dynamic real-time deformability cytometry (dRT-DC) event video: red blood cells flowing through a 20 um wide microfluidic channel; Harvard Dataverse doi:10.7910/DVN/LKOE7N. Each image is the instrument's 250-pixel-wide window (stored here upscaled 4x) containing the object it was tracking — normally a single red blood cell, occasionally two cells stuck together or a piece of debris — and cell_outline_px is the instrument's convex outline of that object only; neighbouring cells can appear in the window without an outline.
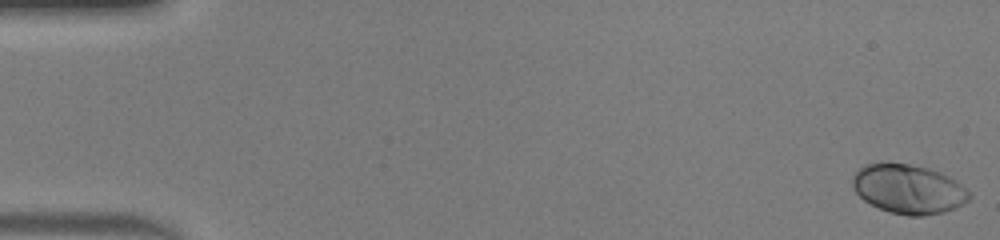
{"species": "human", "species_latin": "Homo sapiens", "temperature_condition": "warm", "stored_images_in_passage": 51, "camera_frame_rate_fps": 3000, "um_per_image_px": 0.085, "donor": {"sex": "male"}, "frame": {"image": 1, "passage_image": 1, "time_ms": 0.0, "image_size_px": [1000, 240], "cell_outline_px": [[972, 196], [968, 200], [956, 208], [944, 212], [920, 216], [908, 216], [888, 212], [864, 200], [856, 192], [852, 184], [852, 176], [864, 164], [880, 160], [908, 164], [928, 168], [940, 172], [956, 180]], "centroid_in_image_um": [77.18, 16.04], "position_along_channel_um": 7.8, "area_um2": 33.81}}
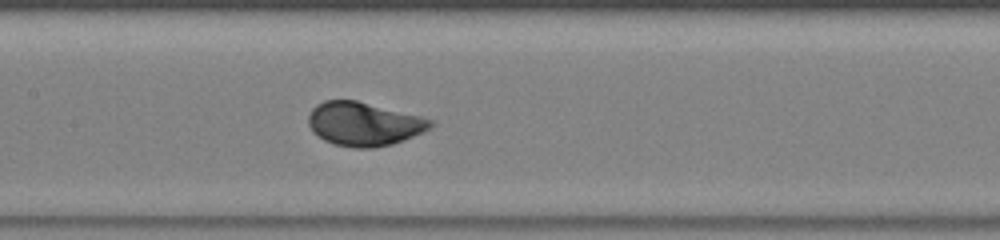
{"frame": {"image": 2, "passage_image": 25, "time_ms": 8.0, "image_size_px": [1000, 240], "cell_outline_px": [[436, 124], [432, 128], [424, 132], [392, 144], [372, 148], [352, 148], [332, 144], [324, 140], [312, 132], [308, 124], [308, 116], [312, 108], [316, 104], [324, 100], [356, 100], [420, 116], [432, 120]], "centroid_in_image_um": [30.92, 10.54], "position_along_channel_um": 176.5, "area_um2": 31.33}}
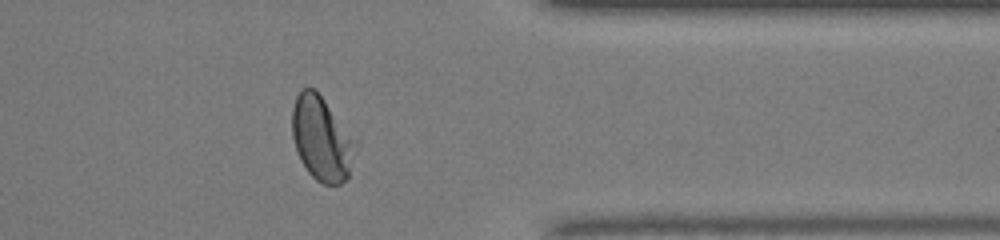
{"frame": {"image": 3, "passage_image": 41, "time_ms": 13.333, "image_size_px": [1000, 240], "cell_outline_px": [[360, 140], [348, 176], [340, 184], [324, 184], [316, 180], [308, 172], [300, 160], [292, 136], [292, 108], [296, 96], [300, 88], [316, 88]], "centroid_in_image_um": [27.39, 11.73], "position_along_channel_um": 384.0, "area_um2": 32.19}, "authors_computed_cell_mechanics": {"area_um2": 31.1542, "velocity_mm_per_s": 4.102, "shape_relaxation_time_tau1_ms": 2.0417, "shape_relaxation_time_tau2_ms": null, "deformation_change_tau1": 0.1516, "deformation_change_tau2": null}}